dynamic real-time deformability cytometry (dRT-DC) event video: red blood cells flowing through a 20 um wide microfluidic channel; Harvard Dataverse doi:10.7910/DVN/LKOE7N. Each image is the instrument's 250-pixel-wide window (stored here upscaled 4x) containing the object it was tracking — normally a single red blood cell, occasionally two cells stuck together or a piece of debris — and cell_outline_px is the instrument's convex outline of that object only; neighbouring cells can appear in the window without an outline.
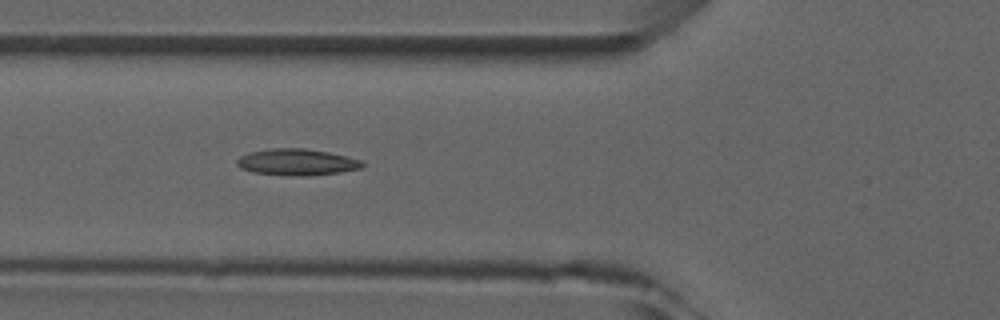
{"species": "common noctule bat (a hibernating species)", "species_latin": "Nyctalus noctula", "temperature_condition": "room temperature", "stored_images_in_passage": 8, "camera_frame_rate_fps": 3000, "um_per_image_px": 0.085, "animal": {"sex": "male", "forearm_length_mm": 52.5}, "frame": {"image": 1, "passage_image": 6, "time_ms": 5.667, "image_size_px": [1000, 320], "cell_outline_px": [[368, 164], [360, 168], [340, 172], [308, 176], [300, 176], [252, 172], [240, 168], [236, 164], [236, 160], [240, 156], [252, 152], [272, 148], [304, 148], [328, 152], [348, 156], [360, 160]], "centroid_in_image_um": [25.26, 13.78], "position_along_channel_um": 100.5, "area_um2": 19.31}}
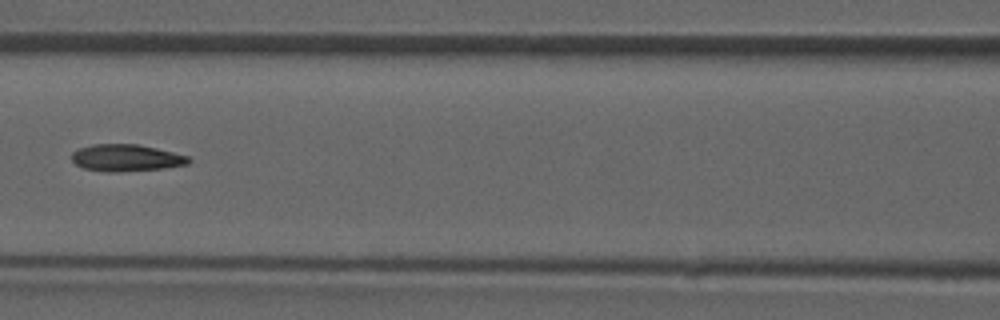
{"frame": {"image": 2, "passage_image": 7, "time_ms": 7.0, "image_size_px": [1000, 320], "cell_outline_px": [[192, 160], [188, 164], [164, 168], [116, 172], [104, 172], [84, 168], [76, 164], [72, 160], [72, 152], [80, 148], [92, 144], [140, 144], [188, 156]], "centroid_in_image_um": [10.72, 13.42], "position_along_channel_um": 155.9, "area_um2": 18.32}}